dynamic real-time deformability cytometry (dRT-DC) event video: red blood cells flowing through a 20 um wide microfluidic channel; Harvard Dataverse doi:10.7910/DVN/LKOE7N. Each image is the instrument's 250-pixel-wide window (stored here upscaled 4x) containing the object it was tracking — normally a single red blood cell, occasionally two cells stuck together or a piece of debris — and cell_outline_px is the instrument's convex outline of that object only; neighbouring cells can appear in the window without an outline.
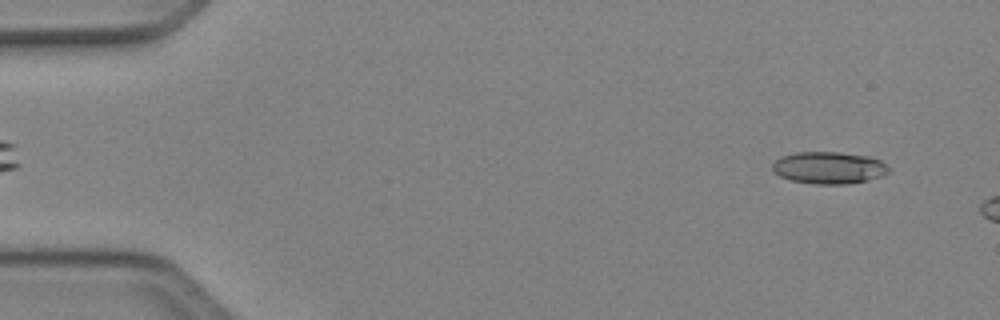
{"species": "Egyptian fruit bat (a non-hibernating species)", "species_latin": "Rousettus aegyptiacus", "temperature_condition": "cold", "stored_images_in_passage": 7, "camera_frame_rate_fps": 3000, "um_per_image_px": 0.085, "animal": {"sex": "female"}, "frame": {"image": 1, "passage_image": 2, "time_ms": 0.333, "image_size_px": [1000, 320], "cell_outline_px": [[888, 172], [880, 176], [868, 180], [848, 184], [816, 184], [792, 180], [780, 176], [772, 168], [772, 164], [780, 156], [796, 152], [840, 152], [868, 156], [880, 160], [888, 168]], "centroid_in_image_um": [70.43, 14.25], "position_along_channel_um": 14.6, "area_um2": 21.56}}